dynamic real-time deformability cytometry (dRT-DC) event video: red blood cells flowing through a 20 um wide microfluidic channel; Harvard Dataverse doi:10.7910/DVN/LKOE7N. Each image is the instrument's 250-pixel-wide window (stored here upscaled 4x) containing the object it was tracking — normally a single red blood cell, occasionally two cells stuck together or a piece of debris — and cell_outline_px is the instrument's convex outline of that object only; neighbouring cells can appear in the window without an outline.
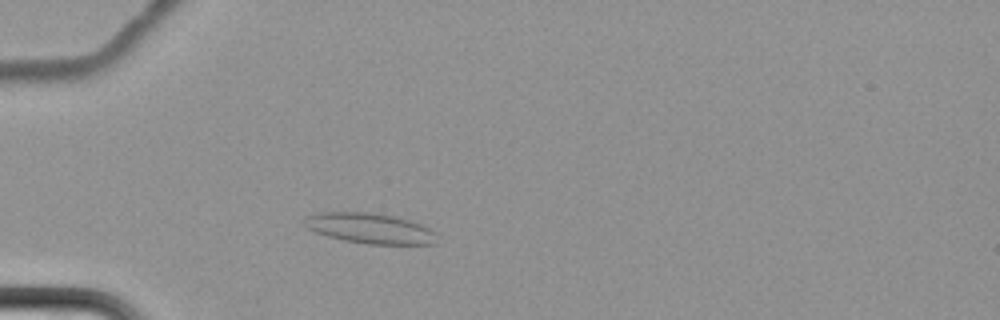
{"species": "common noctule bat (a hibernating species)", "species_latin": "Nyctalus noctula", "temperature_condition": "cold", "stored_images_in_passage": 4, "camera_frame_rate_fps": 3000, "um_per_image_px": 0.085, "animal": {"sex": "female", "body_mass_g": 22.7, "forearm_length_mm": 54.2}, "frame": {"image": 1, "passage_image": 4, "time_ms": 3.667, "image_size_px": [1000, 320], "cell_outline_px": [[436, 244], [368, 244], [344, 240], [328, 236], [316, 232], [308, 228], [304, 224], [304, 220], [308, 216], [320, 212], [368, 212], [392, 216], [408, 220], [420, 224], [436, 232]], "centroid_in_image_um": [31.45, 19.41], "position_along_channel_um": 53.5, "area_um2": 23.18}}